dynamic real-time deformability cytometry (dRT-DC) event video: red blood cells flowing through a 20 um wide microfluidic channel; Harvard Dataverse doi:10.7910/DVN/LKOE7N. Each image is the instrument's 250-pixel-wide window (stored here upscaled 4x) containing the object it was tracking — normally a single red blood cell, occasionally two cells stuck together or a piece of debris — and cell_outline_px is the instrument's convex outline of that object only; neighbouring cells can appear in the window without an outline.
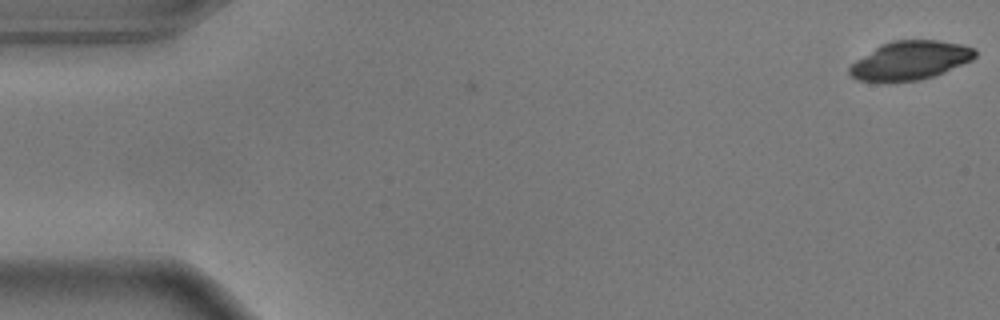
{"species": "common noctule bat (a hibernating species)", "species_latin": "Nyctalus noctula", "temperature_condition": "warm", "stored_images_in_passage": 2, "camera_frame_rate_fps": 3000, "um_per_image_px": 0.085, "animal": {"sex": "male", "body_mass_g": 17.9}, "frame": {"image": 1, "passage_image": 2, "time_ms": 0.333, "image_size_px": [1000, 320], "cell_outline_px": [[976, 56], [972, 60], [944, 72], [920, 80], [880, 84], [856, 80], [848, 72], [848, 68], [856, 60], [880, 44], [892, 40], [940, 40], [964, 44], [976, 48]], "centroid_in_image_um": [77.34, 5.16], "position_along_channel_um": 7.7, "area_um2": 29.02}}